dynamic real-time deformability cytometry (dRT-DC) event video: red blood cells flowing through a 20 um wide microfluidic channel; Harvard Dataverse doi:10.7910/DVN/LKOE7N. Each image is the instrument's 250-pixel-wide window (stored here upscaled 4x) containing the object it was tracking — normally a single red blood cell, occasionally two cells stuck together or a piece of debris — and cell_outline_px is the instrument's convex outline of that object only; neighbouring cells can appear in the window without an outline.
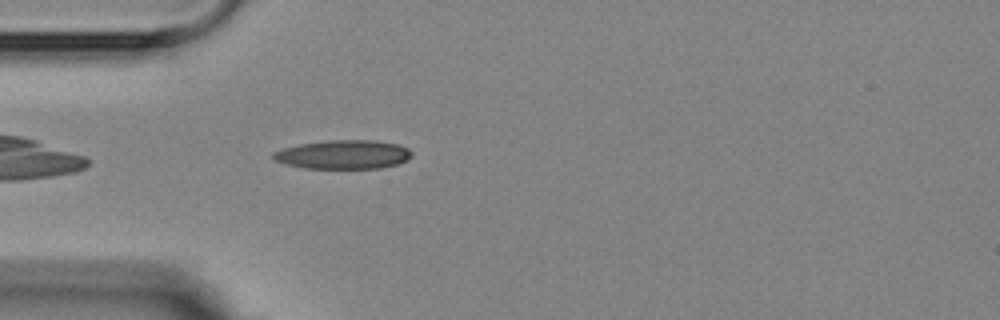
{"species": "Egyptian fruit bat (a non-hibernating species)", "species_latin": "Rousettus aegyptiacus", "temperature_condition": "room temperature", "stored_images_in_passage": 2, "camera_frame_rate_fps": 3000, "um_per_image_px": 0.085, "animal": {"sex": "female"}, "frame": {"image": 1, "passage_image": 2, "time_ms": 1.667, "image_size_px": [1000, 320], "cell_outline_px": [[412, 156], [408, 160], [396, 164], [380, 168], [304, 168], [284, 164], [272, 160], [272, 152], [284, 148], [300, 144], [328, 140], [376, 140], [400, 144], [408, 148], [412, 152]], "centroid_in_image_um": [29.18, 13.13], "position_along_channel_um": 55.8, "area_um2": 23.52}}